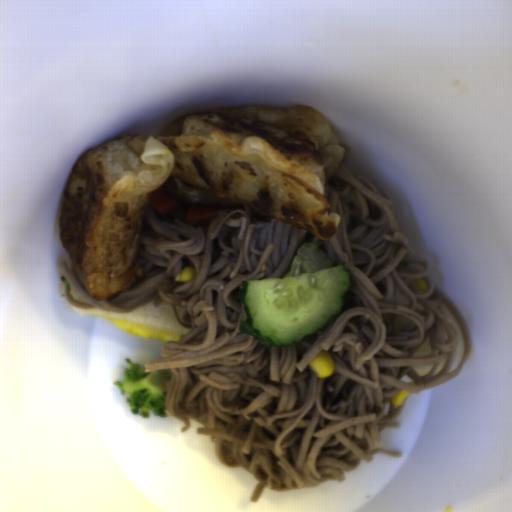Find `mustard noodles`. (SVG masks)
I'll return each instance as SVG.
<instances>
[{
	"label": "mustard noodles",
	"mask_w": 512,
	"mask_h": 512,
	"mask_svg": "<svg viewBox=\"0 0 512 512\" xmlns=\"http://www.w3.org/2000/svg\"><path fill=\"white\" fill-rule=\"evenodd\" d=\"M326 194L340 221L331 239L236 205L208 223L187 221L191 205L161 215L149 203L136 258L144 277L120 297L97 301L73 264L62 261L64 297L75 308L132 312L169 302L179 325L191 329L165 341L145 372L170 369L165 412L200 422L219 462L241 467L263 491L286 492L328 481L343 483L376 454L401 458L381 446V432L401 427L399 390L416 395L462 372L472 350L463 312L435 284L428 260L401 232L393 204L375 180L353 176L339 164ZM315 243L335 264L351 270L352 286L341 314L300 344L263 346L239 330L245 315L242 280L284 277L297 249ZM190 282H176L186 267ZM429 289L420 294L413 280ZM78 294L90 304L74 300ZM398 294L409 304H396ZM409 321L394 333L395 318ZM429 342V357H413ZM322 350L335 369L318 378L309 362ZM447 357L443 370L434 375ZM417 376L412 366L432 365Z\"/></svg>",
	"instance_id": "1"
}]
</instances>
